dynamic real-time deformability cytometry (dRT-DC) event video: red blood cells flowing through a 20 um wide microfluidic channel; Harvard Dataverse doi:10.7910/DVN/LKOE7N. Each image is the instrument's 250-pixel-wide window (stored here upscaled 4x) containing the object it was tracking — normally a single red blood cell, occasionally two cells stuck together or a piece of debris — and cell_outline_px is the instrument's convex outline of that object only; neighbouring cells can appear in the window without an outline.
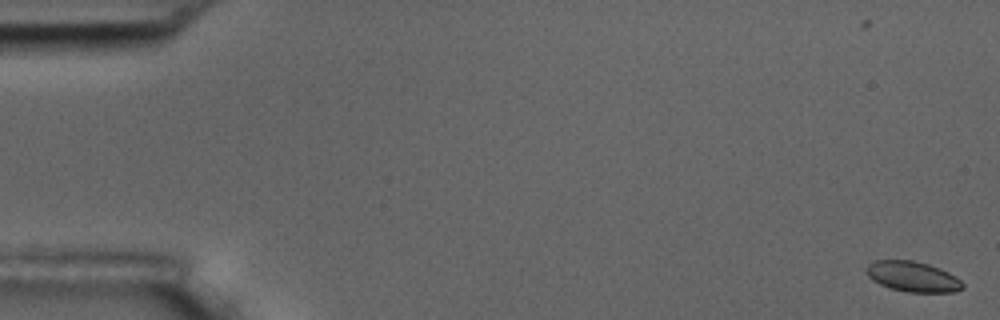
{"species": "common noctule bat (a hibernating species)", "species_latin": "Nyctalus noctula", "temperature_condition": "room temperature", "stored_images_in_passage": 8, "camera_frame_rate_fps": 3000, "um_per_image_px": 0.085, "animal": {"sex": "male", "body_mass_g": 17.5, "forearm_length_mm": 52.3}, "frame": {"image": 1, "passage_image": 1, "time_ms": 0.0, "image_size_px": [1000, 320], "cell_outline_px": [[964, 288], [956, 292], [908, 292], [892, 288], [880, 284], [872, 280], [868, 276], [864, 268], [872, 260], [912, 260], [928, 264], [940, 268], [948, 272], [960, 280], [964, 284]], "centroid_in_image_um": [77.57, 23.5], "position_along_channel_um": 7.4, "area_um2": 17.11}}
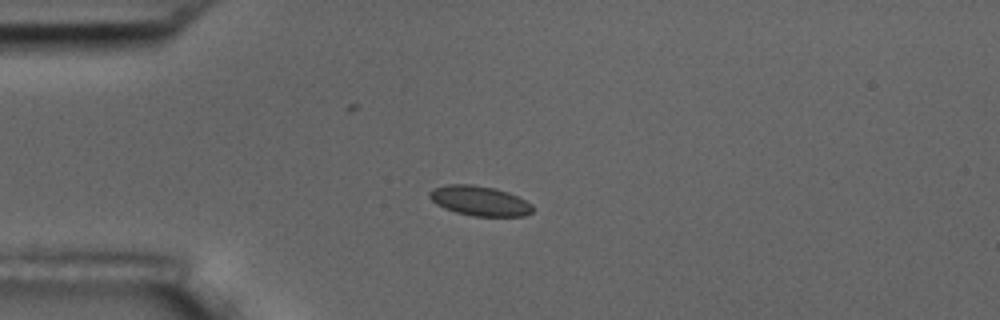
{"frame": {"image": 2, "passage_image": 5, "time_ms": 4.667, "image_size_px": [1000, 320], "cell_outline_px": [[532, 212], [524, 216], [472, 216], [456, 212], [444, 208], [436, 204], [428, 196], [428, 192], [432, 188], [444, 184], [472, 184], [496, 188], [508, 192], [532, 204]], "centroid_in_image_um": [40.72, 17.06], "position_along_channel_um": 44.3, "area_um2": 18.03}}